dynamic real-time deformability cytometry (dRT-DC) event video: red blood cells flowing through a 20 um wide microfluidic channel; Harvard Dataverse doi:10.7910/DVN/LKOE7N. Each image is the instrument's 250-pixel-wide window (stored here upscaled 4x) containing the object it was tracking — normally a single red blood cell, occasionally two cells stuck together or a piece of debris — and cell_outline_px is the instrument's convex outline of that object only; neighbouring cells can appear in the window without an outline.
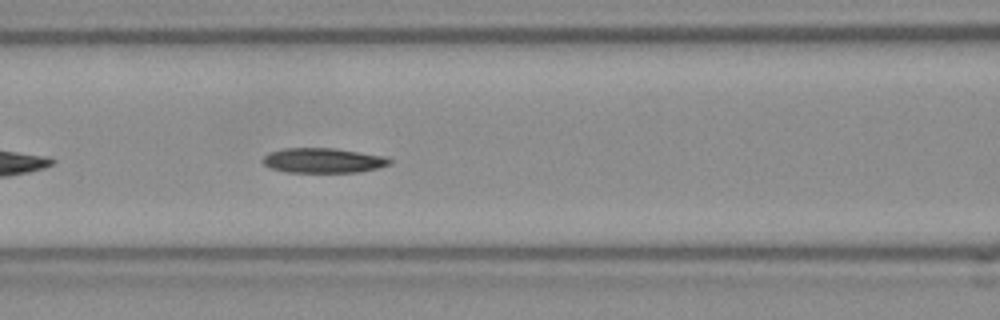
{"species": "Egyptian fruit bat (a non-hibernating species)", "species_latin": "Rousettus aegyptiacus", "temperature_condition": "room temperature", "stored_images_in_passage": 25, "camera_frame_rate_fps": 3000, "um_per_image_px": 0.085, "frame": {"image": 1, "passage_image": 8, "time_ms": 2.333, "image_size_px": [1000, 320], "cell_outline_px": [[392, 164], [376, 168], [356, 172], [288, 172], [268, 168], [264, 164], [264, 156], [268, 152], [284, 148], [336, 148], [384, 156], [392, 160]], "centroid_in_image_um": [27.45, 13.63], "position_along_channel_um": 139.1, "area_um2": 18.38}}